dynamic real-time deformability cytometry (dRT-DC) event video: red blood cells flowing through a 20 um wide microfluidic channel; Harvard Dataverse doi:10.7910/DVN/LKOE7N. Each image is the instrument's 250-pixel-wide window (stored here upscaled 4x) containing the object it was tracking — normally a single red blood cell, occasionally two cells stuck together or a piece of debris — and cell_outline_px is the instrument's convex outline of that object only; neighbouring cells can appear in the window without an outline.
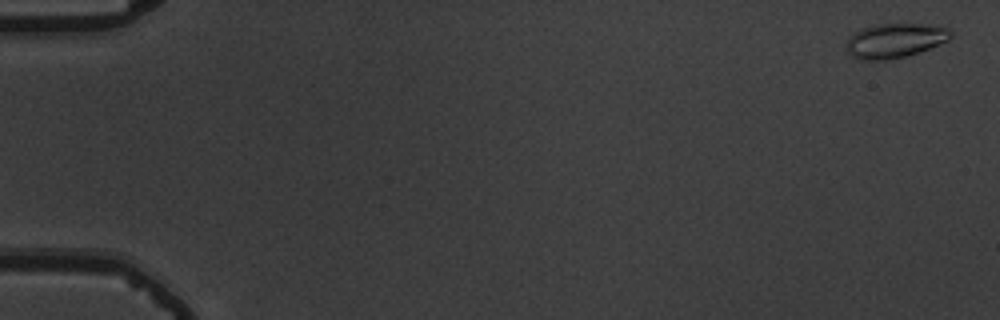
{"species": "common noctule bat (a hibernating species)", "species_latin": "Nyctalus noctula", "temperature_condition": "warm", "stored_images_in_passage": 57, "camera_frame_rate_fps": 3000, "um_per_image_px": 0.085, "animal": {"sex": "male", "body_mass_g": 19.5, "forearm_length_mm": 54.6}, "frame": {"image": 1, "passage_image": 2, "time_ms": 0.333, "image_size_px": [1000, 320], "cell_outline_px": [[952, 36], [948, 40], [928, 48], [904, 56], [884, 60], [860, 60], [852, 56], [844, 48], [844, 44], [848, 36], [860, 28], [876, 24], [920, 24], [948, 28], [952, 32]], "centroid_in_image_um": [75.97, 3.44], "position_along_channel_um": 9.0, "area_um2": 20.92}}
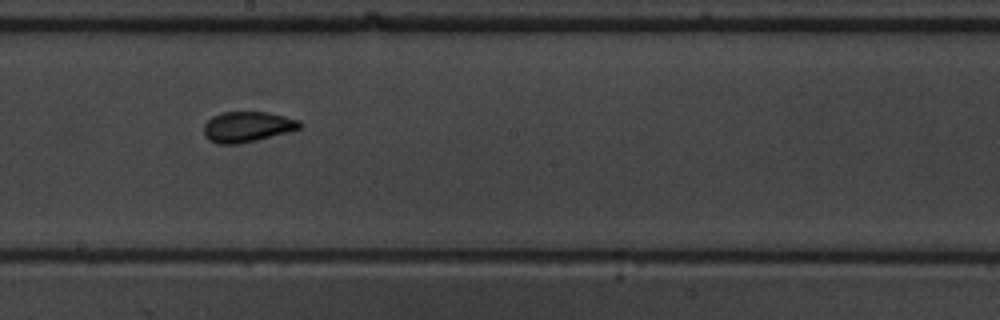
{"frame": {"image": 2, "passage_image": 33, "time_ms": 10.667, "image_size_px": [1000, 320], "cell_outline_px": [[304, 124], [300, 128], [288, 132], [256, 140], [236, 144], [216, 144], [208, 140], [204, 136], [204, 124], [212, 116], [220, 112], [268, 112], [300, 120]], "centroid_in_image_um": [21.01, 10.77], "position_along_channel_um": 227.2, "area_um2": 17.17}}
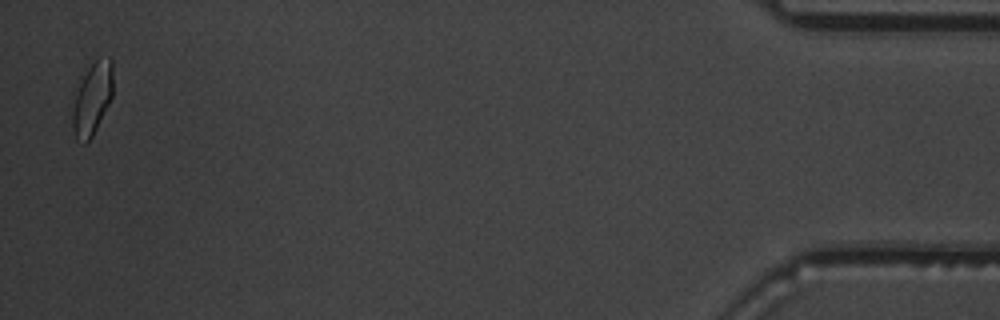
{"frame": {"image": 3, "passage_image": 56, "time_ms": 18.333, "image_size_px": [1000, 320], "cell_outline_px": [[112, 96], [92, 136], [84, 144], [76, 140], [72, 128], [68, 104], [88, 68], [96, 60], [112, 60]], "centroid_in_image_um": [7.74, 8.47], "position_along_channel_um": 427.5, "area_um2": 17.22}, "authors_computed_cell_mechanics": {"area_um2": 16.9932, "velocity_mm_per_s": 3.6825, "shape_relaxation_time_tau1_ms": 4.8201, "shape_relaxation_time_tau2_ms": 1.0525, "deformation_change_tau1": 0.1653, "deformation_change_tau2": 0.0648}}